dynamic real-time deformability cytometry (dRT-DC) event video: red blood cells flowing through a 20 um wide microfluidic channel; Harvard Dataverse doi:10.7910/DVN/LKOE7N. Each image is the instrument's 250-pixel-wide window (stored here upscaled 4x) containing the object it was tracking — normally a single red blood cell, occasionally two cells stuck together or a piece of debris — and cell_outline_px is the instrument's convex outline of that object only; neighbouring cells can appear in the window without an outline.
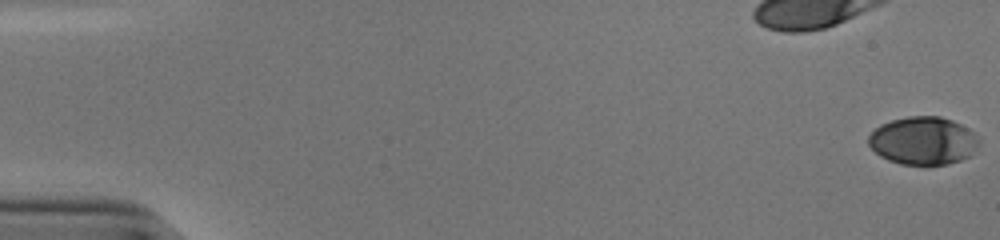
{"species": "human", "species_latin": "Homo sapiens", "temperature_condition": "cold", "stored_images_in_passage": 55, "camera_frame_rate_fps": 3000, "um_per_image_px": 0.085, "donor": {"sex": "male"}, "frame": {"image": 1, "passage_image": 1, "time_ms": 0.0, "image_size_px": [1000, 240], "cell_outline_px": [[980, 144], [972, 156], [948, 164], [900, 164], [888, 160], [880, 156], [868, 144], [868, 136], [880, 124], [892, 120], [908, 116], [940, 116], [952, 120], [968, 128], [980, 140]], "centroid_in_image_um": [78.49, 11.96], "position_along_channel_um": 6.5, "area_um2": 30.98}}
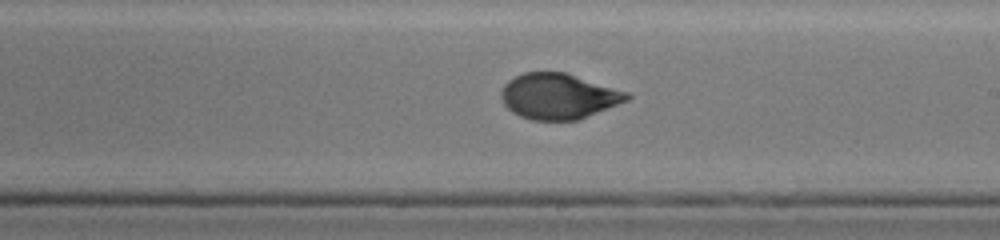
{"frame": {"image": 2, "passage_image": 33, "time_ms": 10.667, "image_size_px": [1000, 240], "cell_outline_px": [[632, 96], [628, 100], [576, 120], [532, 120], [520, 116], [512, 112], [504, 104], [500, 96], [500, 92], [504, 84], [508, 80], [524, 72], [564, 72], [628, 92]], "centroid_in_image_um": [47.43, 8.18], "position_along_channel_um": 241.6, "area_um2": 33.12}}
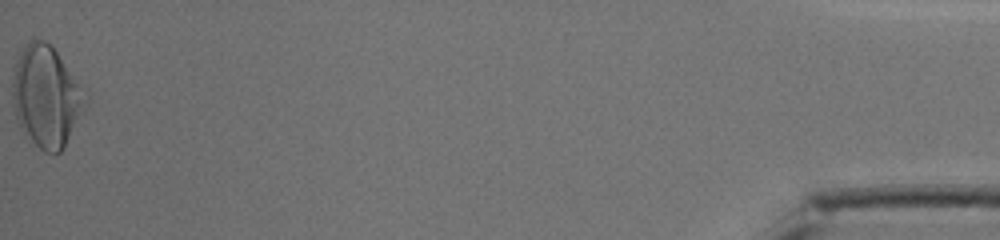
{"frame": {"image": 3, "passage_image": 55, "time_ms": 18.0, "image_size_px": [1000, 240], "cell_outline_px": [[88, 96], [64, 148], [60, 152], [44, 152], [24, 136], [16, 120], [12, 96], [12, 76], [20, 52], [28, 40], [44, 40], [56, 52]], "centroid_in_image_um": [3.87, 8.23], "position_along_channel_um": 431.3, "area_um2": 42.31}, "authors_computed_cell_mechanics": {"area_um2": 33.1772, "velocity_mm_per_s": 3.8582, "shape_relaxation_time_tau1_ms": 5.1228, "shape_relaxation_time_tau2_ms": 0.8699, "deformation_change_tau1": 0.2084, "deformation_change_tau2": 0.0504}}